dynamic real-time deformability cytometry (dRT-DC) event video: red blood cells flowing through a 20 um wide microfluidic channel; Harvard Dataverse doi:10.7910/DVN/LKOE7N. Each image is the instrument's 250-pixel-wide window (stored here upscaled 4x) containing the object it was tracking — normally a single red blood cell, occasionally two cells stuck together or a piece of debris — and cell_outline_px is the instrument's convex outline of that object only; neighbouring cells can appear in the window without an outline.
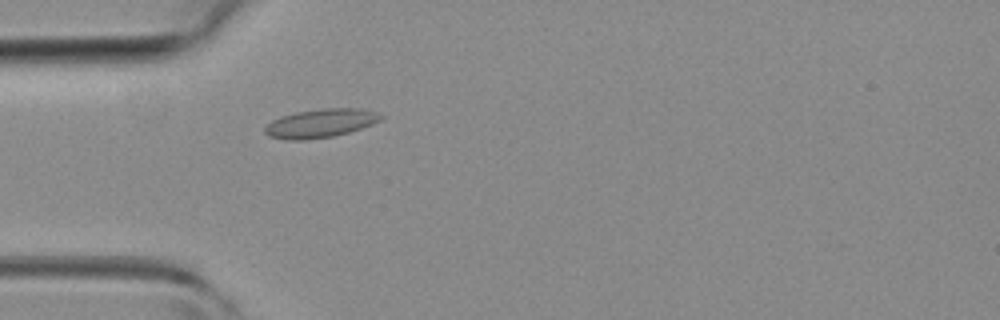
{"species": "common noctule bat (a hibernating species)", "species_latin": "Nyctalus noctula", "temperature_condition": "room temperature", "stored_images_in_passage": 44, "camera_frame_rate_fps": 3000, "um_per_image_px": 0.085, "animal": {"sex": "female", "body_mass_g": 19.3, "forearm_length_mm": 54.1}, "frame": {"image": 1, "passage_image": 12, "time_ms": 3.667, "image_size_px": [1000, 320], "cell_outline_px": [[384, 116], [380, 120], [372, 124], [348, 132], [332, 136], [304, 140], [284, 140], [268, 136], [264, 132], [264, 128], [272, 120], [280, 116], [296, 112], [320, 108], [364, 108], [376, 112]], "centroid_in_image_um": [27.22, 10.47], "position_along_channel_um": 57.8, "area_um2": 19.42}}
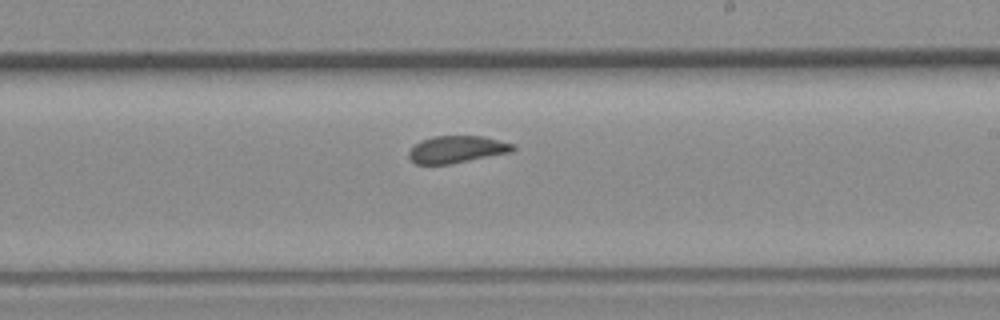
{"frame": {"image": 2, "passage_image": 25, "time_ms": 8.0, "image_size_px": [1000, 320], "cell_outline_px": [[516, 148], [512, 152], [452, 164], [416, 164], [408, 156], [408, 152], [420, 140], [432, 136], [484, 136], [516, 144]], "centroid_in_image_um": [38.87, 12.69], "position_along_channel_um": 250.1, "area_um2": 16.65}}
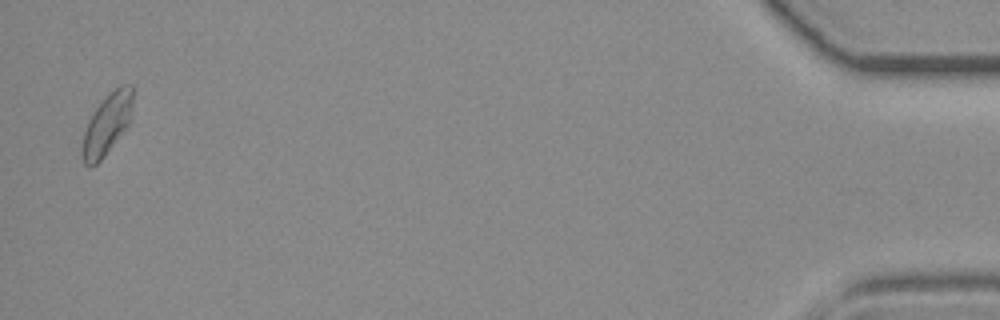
{"frame": {"image": 3, "passage_image": 43, "time_ms": 14.0, "image_size_px": [1000, 320], "cell_outline_px": [[132, 104], [128, 124], [104, 156], [96, 164], [88, 168], [84, 164], [80, 152], [80, 148], [84, 132], [88, 120], [96, 108], [120, 84], [132, 84]], "centroid_in_image_um": [9.04, 10.61], "position_along_channel_um": 426.2, "area_um2": 17.57}}